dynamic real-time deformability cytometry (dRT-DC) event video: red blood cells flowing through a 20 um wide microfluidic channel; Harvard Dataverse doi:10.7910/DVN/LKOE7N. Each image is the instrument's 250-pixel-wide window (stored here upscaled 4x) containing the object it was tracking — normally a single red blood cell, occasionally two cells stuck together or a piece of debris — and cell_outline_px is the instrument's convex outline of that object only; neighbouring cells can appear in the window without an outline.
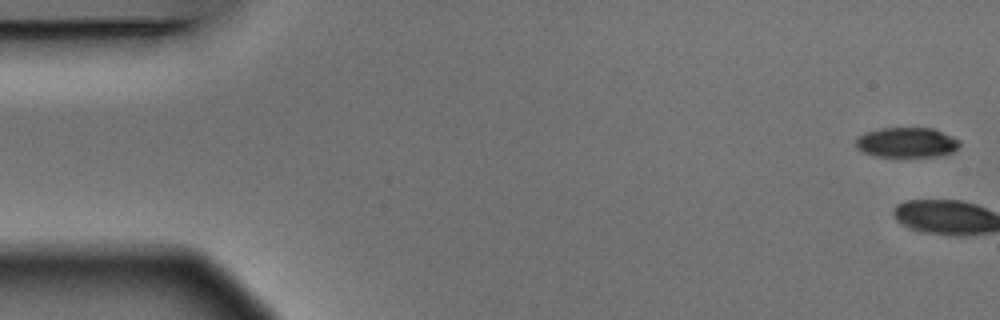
{"species": "Egyptian fruit bat (a non-hibernating species)", "species_latin": "Rousettus aegyptiacus", "temperature_condition": "warm", "stored_images_in_passage": 6, "camera_frame_rate_fps": 3000, "um_per_image_px": 0.085, "animal": {"sex": "male"}, "frame": {"image": 1, "passage_image": 1, "time_ms": 0.0, "image_size_px": [1000, 320], "cell_outline_px": [[960, 144], [952, 152], [936, 156], [876, 156], [864, 152], [856, 148], [856, 136], [864, 132], [880, 128], [932, 128], [952, 136], [960, 140]], "centroid_in_image_um": [77.03, 12.09], "position_along_channel_um": 8.0, "area_um2": 18.09}}
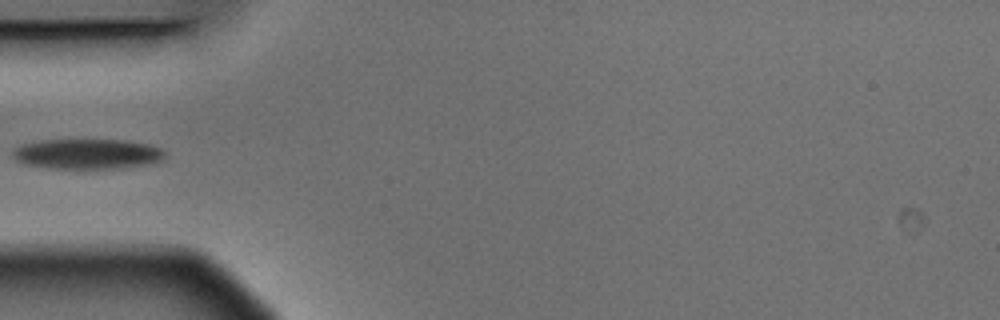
{"frame": {"image": 2, "passage_image": 6, "time_ms": 1.667, "image_size_px": [1000, 320], "cell_outline_px": [[168, 152], [164, 160], [148, 164], [124, 168], [48, 168], [24, 164], [16, 160], [12, 156], [12, 148], [20, 144], [44, 140], [124, 140], [148, 144], [160, 148]], "centroid_in_image_um": [7.43, 13.08], "position_along_channel_um": 77.6, "area_um2": 27.05}}